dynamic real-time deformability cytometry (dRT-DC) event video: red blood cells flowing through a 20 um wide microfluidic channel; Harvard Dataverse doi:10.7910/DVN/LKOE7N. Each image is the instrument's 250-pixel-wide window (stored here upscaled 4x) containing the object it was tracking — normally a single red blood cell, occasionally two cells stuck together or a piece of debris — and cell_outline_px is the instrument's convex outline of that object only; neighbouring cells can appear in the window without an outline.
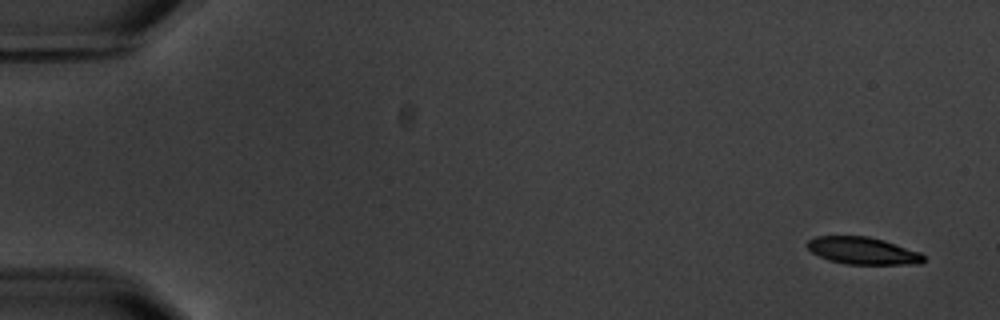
{"species": "common noctule bat (a hibernating species)", "species_latin": "Nyctalus noctula", "temperature_condition": "warm", "stored_images_in_passage": 5, "camera_frame_rate_fps": 3000, "um_per_image_px": 0.085, "animal": {"sex": "male", "body_mass_g": 20.1, "forearm_length_mm": 53.5}, "frame": {"image": 1, "passage_image": 1, "time_ms": 0.0, "image_size_px": [1000, 320], "cell_outline_px": [[924, 260], [920, 264], [848, 264], [828, 260], [812, 252], [804, 244], [808, 240], [816, 236], [868, 236], [884, 240], [920, 252], [924, 256]], "centroid_in_image_um": [73.32, 21.31], "position_along_channel_um": 11.7, "area_um2": 18.44}}